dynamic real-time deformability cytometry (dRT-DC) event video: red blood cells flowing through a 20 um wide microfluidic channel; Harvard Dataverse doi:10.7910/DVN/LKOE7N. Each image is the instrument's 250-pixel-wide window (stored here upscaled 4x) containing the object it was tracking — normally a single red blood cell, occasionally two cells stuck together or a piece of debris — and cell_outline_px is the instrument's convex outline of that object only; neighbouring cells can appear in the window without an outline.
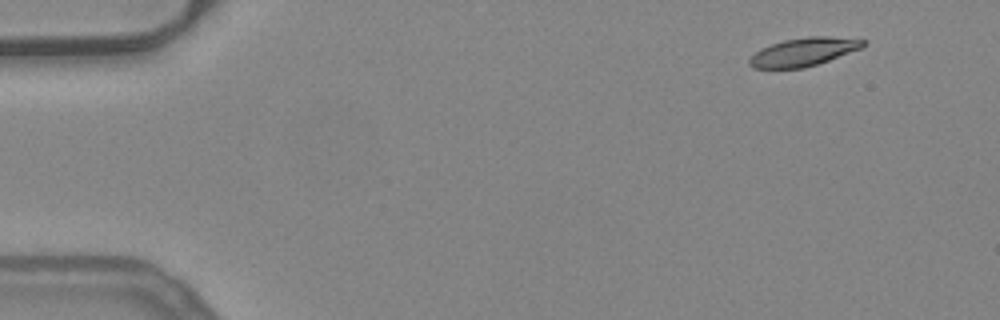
{"species": "common noctule bat (a hibernating species)", "species_latin": "Nyctalus noctula", "temperature_condition": "warm", "stored_images_in_passage": 49, "camera_frame_rate_fps": 3000, "um_per_image_px": 0.085, "animal": {"sex": "female", "body_mass_g": 24.6, "forearm_length_mm": 56.2}, "frame": {"image": 1, "passage_image": 1, "time_ms": 0.0, "image_size_px": [1000, 320], "cell_outline_px": [[868, 44], [860, 48], [828, 60], [804, 68], [752, 68], [748, 64], [748, 60], [760, 48], [784, 40], [808, 36], [828, 36], [868, 40]], "centroid_in_image_um": [68.3, 4.4], "position_along_channel_um": 16.7, "area_um2": 18.61}}
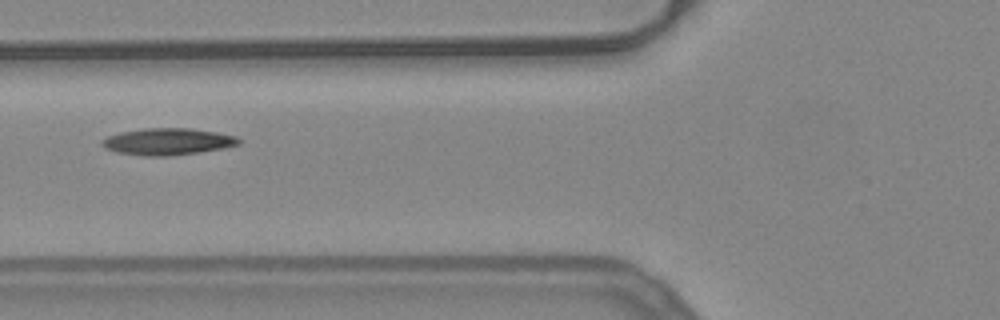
{"frame": {"image": 2, "passage_image": 17, "time_ms": 5.333, "image_size_px": [1000, 320], "cell_outline_px": [[240, 144], [224, 148], [168, 156], [144, 156], [116, 152], [100, 144], [100, 140], [108, 136], [120, 132], [144, 128], [192, 128], [216, 132], [236, 136], [240, 140]], "centroid_in_image_um": [14.24, 12.03], "position_along_channel_um": 111.6, "area_um2": 21.27}}
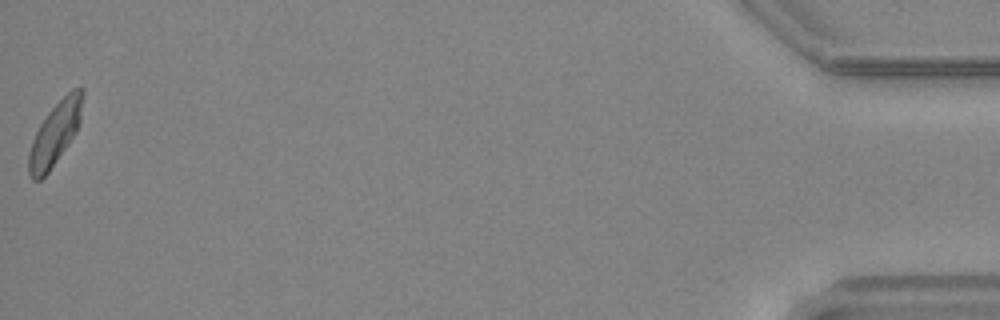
{"frame": {"image": 3, "passage_image": 49, "time_ms": 16.0, "image_size_px": [1000, 320], "cell_outline_px": [[84, 96], [80, 124], [76, 132], [48, 172], [40, 180], [32, 180], [28, 172], [28, 152], [32, 140], [40, 124], [48, 112], [72, 88], [84, 88]], "centroid_in_image_um": [4.69, 11.33], "position_along_channel_um": 430.5, "area_um2": 19.65}, "authors_computed_cell_mechanics": {"area_um2": 19.941, "velocity_mm_per_s": 3.9172, "shape_relaxation_time_tau1_ms": 5.5042, "shape_relaxation_time_tau2_ms": 9.5268, "deformation_change_tau1": 0.1715, "deformation_change_tau2": 0.1818}}